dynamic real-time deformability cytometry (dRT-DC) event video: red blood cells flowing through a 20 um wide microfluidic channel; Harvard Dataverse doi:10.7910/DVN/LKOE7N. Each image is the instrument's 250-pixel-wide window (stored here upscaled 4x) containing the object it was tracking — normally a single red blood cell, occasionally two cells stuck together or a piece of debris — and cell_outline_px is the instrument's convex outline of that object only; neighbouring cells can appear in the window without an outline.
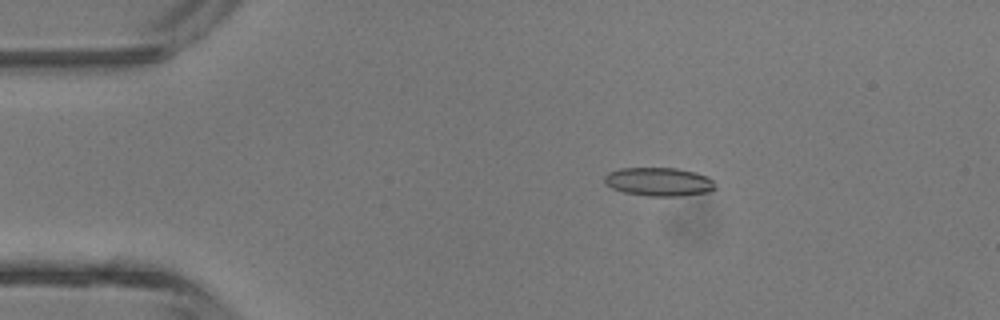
{"species": "common noctule bat (a hibernating species)", "species_latin": "Nyctalus noctula", "temperature_condition": "room temperature", "stored_images_in_passage": 2, "camera_frame_rate_fps": 3000, "um_per_image_px": 0.085, "animal": {"sex": "male", "body_mass_g": 13.3}, "frame": {"image": 1, "passage_image": 1, "time_ms": 0.0, "image_size_px": [1000, 320], "cell_outline_px": [[716, 188], [708, 192], [684, 196], [648, 196], [624, 192], [612, 188], [604, 184], [604, 176], [608, 172], [620, 168], [676, 168], [696, 172], [708, 176], [716, 184]], "centroid_in_image_um": [56.01, 15.45], "position_along_channel_um": 29.0, "area_um2": 18.67}}